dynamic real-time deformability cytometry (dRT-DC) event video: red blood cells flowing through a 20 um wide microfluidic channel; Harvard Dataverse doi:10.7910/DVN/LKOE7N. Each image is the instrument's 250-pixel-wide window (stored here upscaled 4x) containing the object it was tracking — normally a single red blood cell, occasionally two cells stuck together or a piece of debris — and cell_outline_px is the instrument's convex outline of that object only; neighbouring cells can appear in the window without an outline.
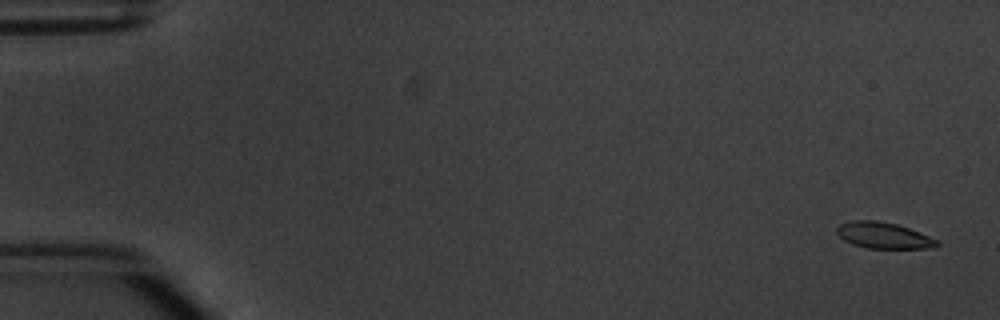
{"species": "common noctule bat (a hibernating species)", "species_latin": "Nyctalus noctula", "temperature_condition": "warm", "stored_images_in_passage": 4, "camera_frame_rate_fps": 3000, "um_per_image_px": 0.085, "animal": {"sex": "male", "body_mass_g": 20.1, "forearm_length_mm": 53.5}, "frame": {"image": 1, "passage_image": 1, "time_ms": 0.0, "image_size_px": [1000, 320], "cell_outline_px": [[940, 244], [928, 248], [868, 248], [852, 244], [844, 240], [836, 232], [836, 228], [840, 224], [852, 220], [876, 220], [896, 224], [908, 228], [940, 240]], "centroid_in_image_um": [75.09, 20.0], "position_along_channel_um": 9.9, "area_um2": 15.2}}
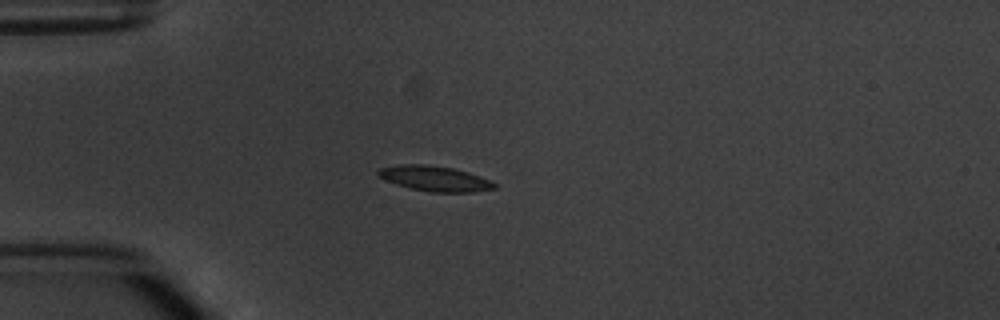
{"frame": {"image": 2, "passage_image": 4, "time_ms": 4.333, "image_size_px": [1000, 320], "cell_outline_px": [[496, 188], [476, 192], [428, 192], [396, 184], [380, 176], [376, 172], [380, 168], [400, 164], [424, 164], [452, 168], [468, 172], [492, 180], [496, 184]], "centroid_in_image_um": [37.01, 15.18], "position_along_channel_um": 48.0, "area_um2": 16.99}}